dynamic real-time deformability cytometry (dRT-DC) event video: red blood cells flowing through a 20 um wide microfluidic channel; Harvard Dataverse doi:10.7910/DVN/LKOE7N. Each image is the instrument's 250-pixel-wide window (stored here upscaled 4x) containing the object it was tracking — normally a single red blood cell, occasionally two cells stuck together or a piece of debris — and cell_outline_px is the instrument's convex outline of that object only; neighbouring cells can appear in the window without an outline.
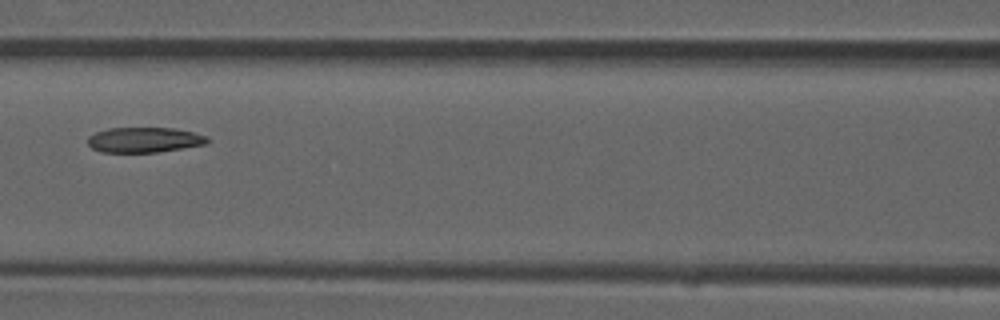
{"species": "common noctule bat (a hibernating species)", "species_latin": "Nyctalus noctula", "temperature_condition": "room temperature", "stored_images_in_passage": 8, "camera_frame_rate_fps": 3000, "um_per_image_px": 0.085, "animal": {"sex": "male", "forearm_length_mm": 52.5}, "frame": {"image": 1, "passage_image": 7, "time_ms": 2.0, "image_size_px": [1000, 320], "cell_outline_px": [[208, 144], [156, 152], [100, 152], [92, 148], [88, 144], [88, 136], [96, 132], [108, 128], [176, 128], [208, 136]], "centroid_in_image_um": [12.26, 11.88], "position_along_channel_um": 154.3, "area_um2": 17.57}}
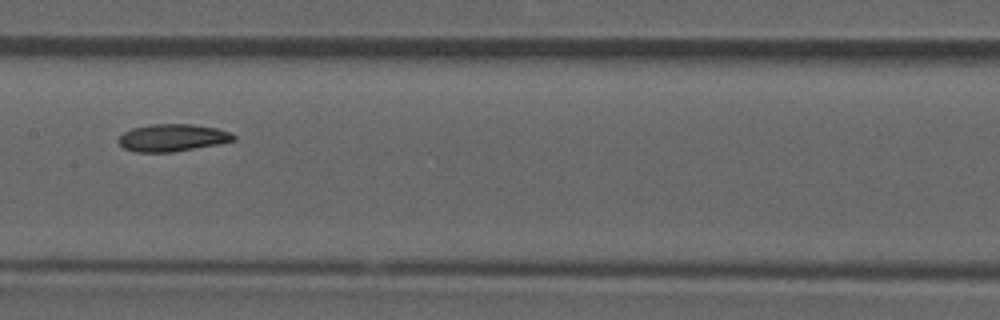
{"frame": {"image": 2, "passage_image": 8, "time_ms": 2.333, "image_size_px": [1000, 320], "cell_outline_px": [[236, 140], [216, 144], [172, 152], [136, 152], [124, 148], [120, 144], [120, 136], [124, 132], [132, 128], [148, 124], [192, 124], [216, 128], [228, 132], [236, 136]], "centroid_in_image_um": [14.64, 11.7], "position_along_channel_um": 192.8, "area_um2": 18.09}}